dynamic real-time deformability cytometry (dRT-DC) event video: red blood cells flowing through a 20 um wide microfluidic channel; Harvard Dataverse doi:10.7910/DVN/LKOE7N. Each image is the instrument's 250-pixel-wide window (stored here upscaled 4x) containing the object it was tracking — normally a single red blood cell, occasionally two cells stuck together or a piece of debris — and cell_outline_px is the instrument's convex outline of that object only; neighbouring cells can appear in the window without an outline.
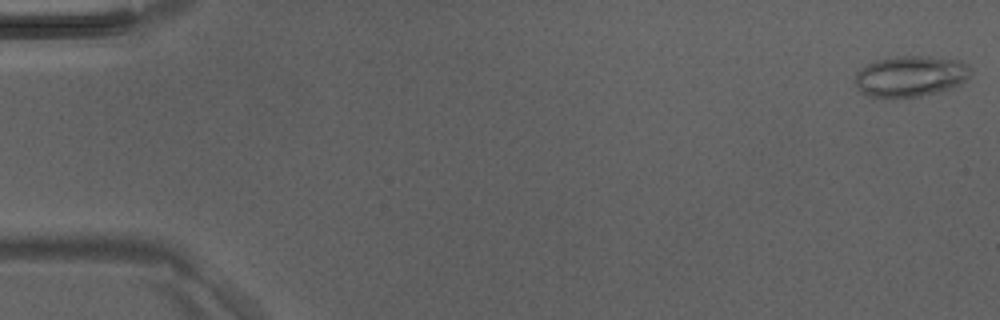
{"species": "Egyptian fruit bat (a non-hibernating species)", "species_latin": "Rousettus aegyptiacus", "temperature_condition": "room temperature", "stored_images_in_passage": 20, "camera_frame_rate_fps": 3000, "um_per_image_px": 0.085, "animal": {"sex": "male"}, "frame": {"image": 1, "passage_image": 1, "time_ms": 0.0, "image_size_px": [1000, 320], "cell_outline_px": [[972, 68], [968, 76], [960, 84], [936, 92], [920, 96], [868, 96], [860, 92], [856, 84], [856, 72], [860, 68], [876, 60], [900, 56], [928, 56], [960, 60], [968, 64]], "centroid_in_image_um": [77.4, 6.45], "position_along_channel_um": 7.6, "area_um2": 27.17}}
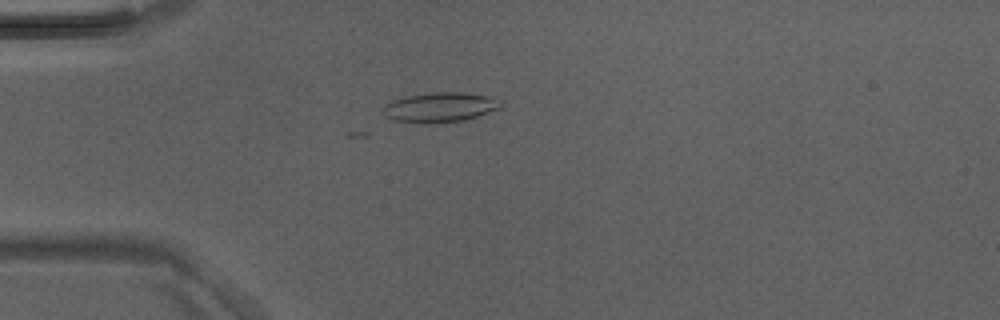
{"frame": {"image": 2, "passage_image": 13, "time_ms": 4.0, "image_size_px": [1000, 320], "cell_outline_px": [[500, 108], [464, 120], [392, 120], [384, 116], [380, 108], [384, 104], [408, 96], [436, 92], [464, 92], [488, 96]], "centroid_in_image_um": [37.31, 9.07], "position_along_channel_um": 47.7, "area_um2": 18.96}}
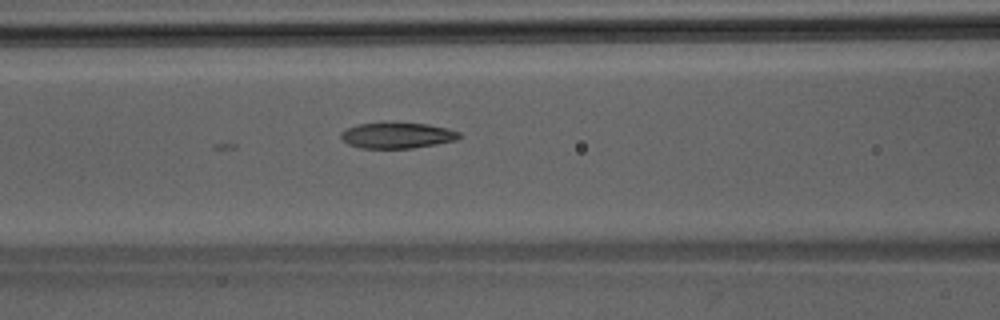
{"frame": {"image": 3, "passage_image": 20, "time_ms": 6.333, "image_size_px": [1000, 320], "cell_outline_px": [[460, 136], [456, 140], [436, 144], [412, 148], [360, 148], [348, 144], [340, 136], [340, 132], [356, 124], [428, 124], [448, 128], [460, 132]], "centroid_in_image_um": [33.77, 11.53], "position_along_channel_um": 132.8, "area_um2": 17.4}}